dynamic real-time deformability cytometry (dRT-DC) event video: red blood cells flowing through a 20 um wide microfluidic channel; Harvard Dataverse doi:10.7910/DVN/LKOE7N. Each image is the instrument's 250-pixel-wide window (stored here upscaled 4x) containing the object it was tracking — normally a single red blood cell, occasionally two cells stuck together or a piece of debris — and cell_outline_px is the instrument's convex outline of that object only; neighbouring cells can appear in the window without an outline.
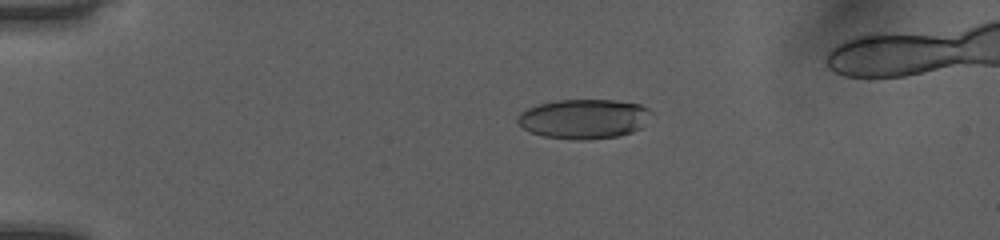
{"species": "human", "species_latin": "Homo sapiens", "temperature_condition": "room temperature", "stored_images_in_passage": 52, "camera_frame_rate_fps": 3000, "um_per_image_px": 0.085, "donor": {"sex": "female"}, "frame": {"image": 1, "passage_image": 12, "time_ms": 3.667, "image_size_px": [1000, 240], "cell_outline_px": [[652, 112], [640, 128], [632, 132], [620, 136], [588, 140], [572, 140], [544, 136], [532, 132], [524, 128], [516, 120], [520, 112], [536, 104], [556, 100], [616, 100], [640, 104], [648, 108]], "centroid_in_image_um": [49.62, 10.1], "position_along_channel_um": 35.4, "area_um2": 30.92}}
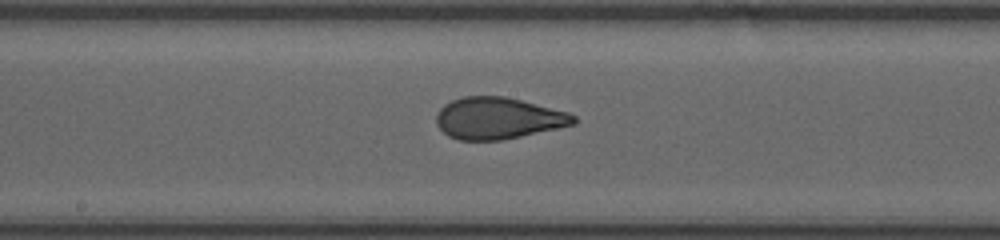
{"frame": {"image": 2, "passage_image": 29, "time_ms": 9.333, "image_size_px": [1000, 240], "cell_outline_px": [[576, 124], [560, 128], [500, 140], [460, 140], [448, 136], [436, 124], [436, 112], [444, 104], [452, 100], [464, 96], [504, 96], [568, 112], [576, 116]], "centroid_in_image_um": [42.33, 10.05], "position_along_channel_um": 205.9, "area_um2": 33.29}}
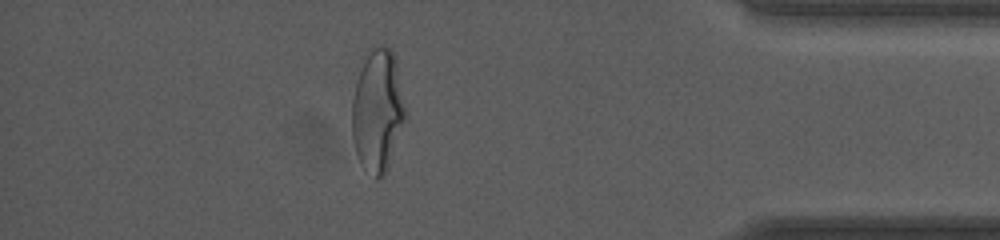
{"frame": {"image": 3, "passage_image": 46, "time_ms": 15.0, "image_size_px": [1000, 240], "cell_outline_px": [[408, 116], [384, 176], [376, 180], [360, 164], [356, 156], [352, 140], [352, 100], [356, 80], [368, 48], [380, 44], [392, 48], [396, 60], [408, 112]], "centroid_in_image_um": [32.12, 9.38], "position_along_channel_um": 403.1, "area_um2": 39.25}}